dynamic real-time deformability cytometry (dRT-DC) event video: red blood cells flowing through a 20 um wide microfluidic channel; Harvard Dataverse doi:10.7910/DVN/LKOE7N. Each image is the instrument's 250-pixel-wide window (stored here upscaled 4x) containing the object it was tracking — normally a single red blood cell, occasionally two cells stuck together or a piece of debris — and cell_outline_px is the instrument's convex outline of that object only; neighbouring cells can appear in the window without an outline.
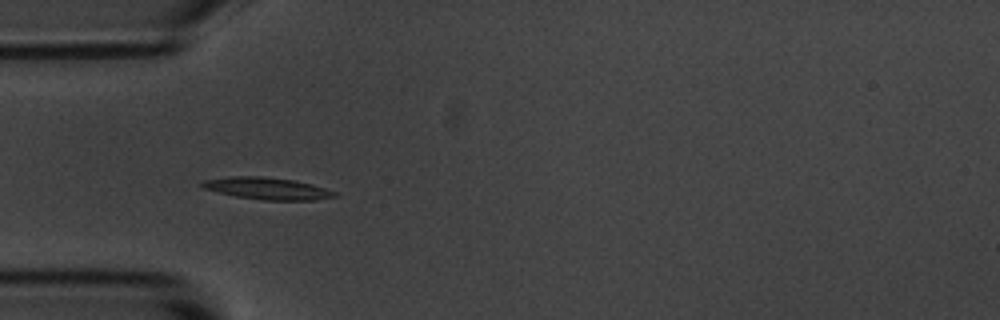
{"species": "common noctule bat (a hibernating species)", "species_latin": "Nyctalus noctula", "temperature_condition": "room temperature", "stored_images_in_passage": 5, "camera_frame_rate_fps": 3000, "um_per_image_px": 0.085, "animal": {"sex": "male", "body_mass_g": 20.1, "forearm_length_mm": 53.5}, "frame": {"image": 1, "passage_image": 4, "time_ms": 4.333, "image_size_px": [1000, 320], "cell_outline_px": [[336, 196], [316, 200], [264, 200], [236, 196], [204, 188], [200, 184], [204, 180], [232, 176], [260, 176], [292, 180], [312, 184], [336, 192]], "centroid_in_image_um": [22.73, 16.02], "position_along_channel_um": 62.3, "area_um2": 16.65}}